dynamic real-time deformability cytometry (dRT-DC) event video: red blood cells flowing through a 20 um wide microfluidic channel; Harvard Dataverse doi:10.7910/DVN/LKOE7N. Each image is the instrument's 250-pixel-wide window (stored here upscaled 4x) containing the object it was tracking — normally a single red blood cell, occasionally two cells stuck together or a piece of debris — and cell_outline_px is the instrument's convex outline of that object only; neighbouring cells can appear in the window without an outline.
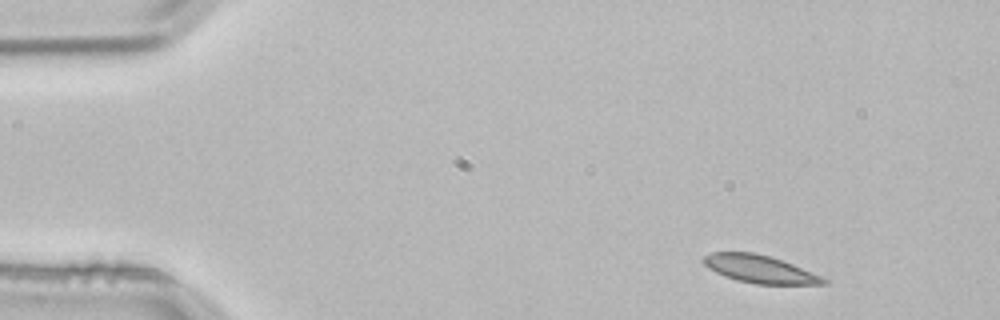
{"species": "common noctule bat (a hibernating species)", "species_latin": "Nyctalus noctula", "temperature_condition": "room temperature", "stored_images_in_passage": 3, "camera_frame_rate_fps": 3000, "um_per_image_px": 0.085, "animal": {"sex": "male", "body_mass_g": 21.5, "forearm_length_mm": 52.0}, "frame": {"image": 1, "passage_image": 1, "time_ms": 0.0, "image_size_px": [1000, 320], "cell_outline_px": [[828, 284], [756, 284], [736, 280], [724, 276], [708, 268], [704, 264], [704, 256], [712, 252], [752, 252], [768, 256], [792, 264], [820, 276], [828, 280]], "centroid_in_image_um": [64.55, 22.88], "position_along_channel_um": 20.4, "area_um2": 19.07}}
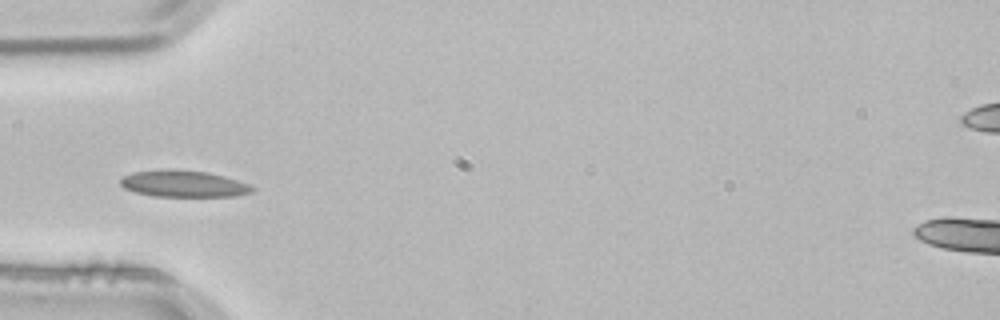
{"frame": {"image": 2, "passage_image": 3, "time_ms": 0.667, "image_size_px": [1000, 320], "cell_outline_px": [[256, 188], [252, 192], [236, 196], [152, 196], [136, 192], [124, 188], [120, 184], [120, 176], [132, 172], [164, 168], [176, 168], [208, 172], [224, 176], [248, 184]], "centroid_in_image_um": [15.55, 15.59], "position_along_channel_um": 69.4, "area_um2": 20.81}}